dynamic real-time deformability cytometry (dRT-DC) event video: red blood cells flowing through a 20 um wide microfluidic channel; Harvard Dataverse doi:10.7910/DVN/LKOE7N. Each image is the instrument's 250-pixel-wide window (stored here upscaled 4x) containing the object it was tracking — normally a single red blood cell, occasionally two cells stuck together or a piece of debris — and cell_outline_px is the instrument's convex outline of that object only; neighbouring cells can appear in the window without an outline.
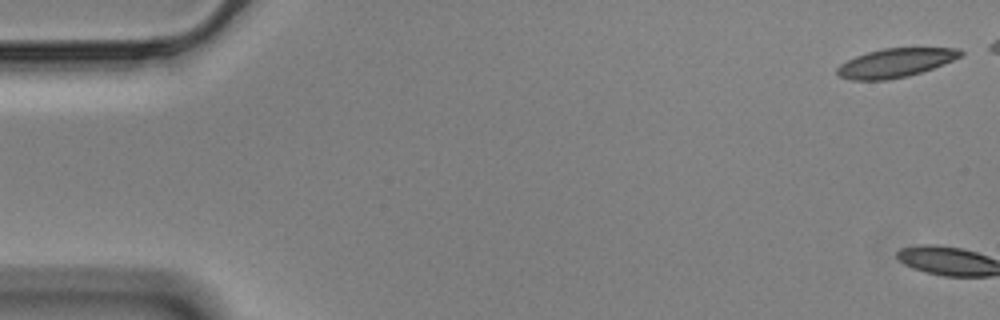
{"species": "Egyptian fruit bat (a non-hibernating species)", "species_latin": "Rousettus aegyptiacus", "temperature_condition": "cold", "stored_images_in_passage": 3, "camera_frame_rate_fps": 3000, "um_per_image_px": 0.085, "animal": {"sex": "male"}, "frame": {"image": 1, "passage_image": 1, "time_ms": 0.0, "image_size_px": [1000, 320], "cell_outline_px": [[964, 56], [944, 64], [908, 76], [888, 80], [852, 80], [840, 76], [836, 72], [836, 68], [840, 64], [856, 56], [868, 52], [884, 48], [960, 48], [964, 52]], "centroid_in_image_um": [76.15, 5.34], "position_along_channel_um": 8.9, "area_um2": 20.75}}